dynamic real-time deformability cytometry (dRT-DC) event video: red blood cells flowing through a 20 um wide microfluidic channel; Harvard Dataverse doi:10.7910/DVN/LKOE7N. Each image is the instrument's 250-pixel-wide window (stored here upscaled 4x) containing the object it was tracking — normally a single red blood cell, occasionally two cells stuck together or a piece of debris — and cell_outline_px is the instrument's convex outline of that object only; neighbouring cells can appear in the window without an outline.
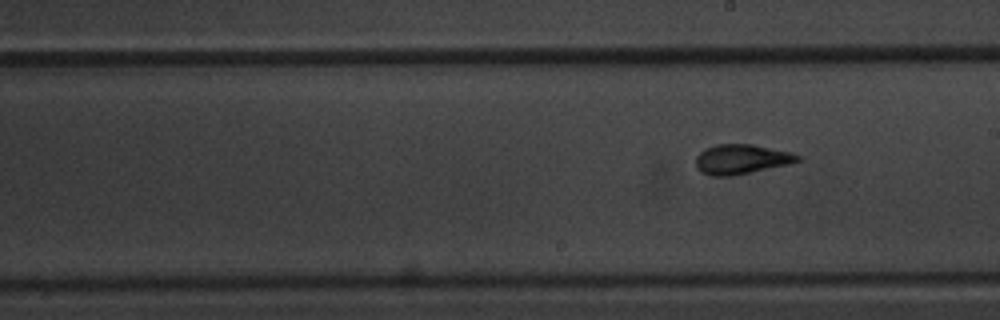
{"species": "common noctule bat (a hibernating species)", "species_latin": "Nyctalus noctula", "temperature_condition": "warm", "stored_images_in_passage": 10, "segment_of_instrument_passage": [2, 2], "camera_frame_rate_fps": 3000, "um_per_image_px": 0.085, "animal": {"sex": "male", "body_mass_g": 20.1, "forearm_length_mm": 53.5}, "frame": {"image": 1, "passage_image": 10, "time_ms": 12.333, "image_size_px": [1000, 320], "cell_outline_px": [[800, 160], [788, 164], [732, 176], [712, 176], [700, 172], [696, 168], [696, 156], [704, 148], [716, 144], [752, 144], [792, 152], [800, 156]], "centroid_in_image_um": [62.98, 13.53], "position_along_channel_um": 226.0, "area_um2": 17.69}}